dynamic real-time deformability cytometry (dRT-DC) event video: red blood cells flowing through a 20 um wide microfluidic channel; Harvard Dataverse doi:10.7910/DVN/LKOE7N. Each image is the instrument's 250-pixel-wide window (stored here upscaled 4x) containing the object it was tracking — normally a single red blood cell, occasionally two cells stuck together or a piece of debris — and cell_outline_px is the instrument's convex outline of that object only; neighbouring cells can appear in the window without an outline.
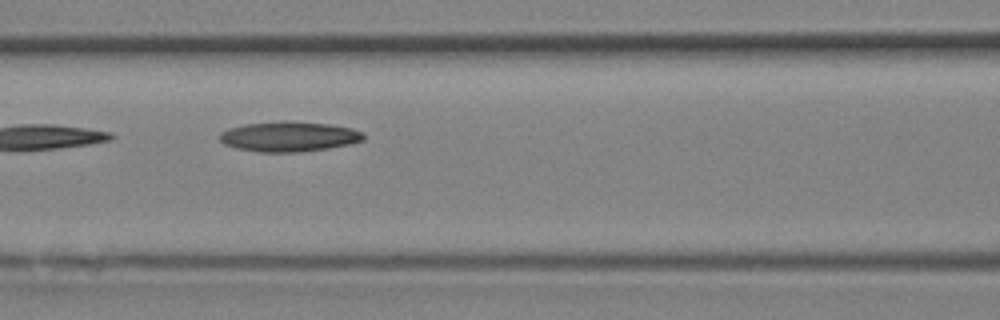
{"species": "Egyptian fruit bat (a non-hibernating species)", "species_latin": "Rousettus aegyptiacus", "temperature_condition": "room temperature", "stored_images_in_passage": 24, "camera_frame_rate_fps": 3000, "um_per_image_px": 0.085, "animal": {"sex": "female"}, "frame": {"image": 1, "passage_image": 8, "time_ms": 2.333, "image_size_px": [1000, 320], "cell_outline_px": [[364, 140], [348, 144], [328, 148], [296, 152], [260, 152], [236, 148], [224, 144], [220, 140], [220, 132], [228, 128], [244, 124], [332, 124], [352, 128], [364, 132]], "centroid_in_image_um": [24.57, 11.65], "position_along_channel_um": 142.0, "area_um2": 24.1}}
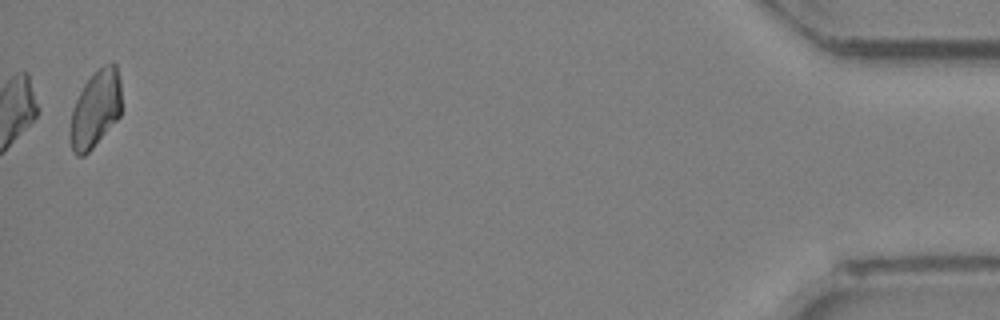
{"frame": {"image": 2, "passage_image": 24, "time_ms": 7.667, "image_size_px": [1000, 320], "cell_outline_px": [[120, 116], [92, 148], [84, 156], [76, 156], [72, 152], [68, 136], [68, 132], [72, 108], [84, 84], [104, 64], [116, 64], [120, 80]], "centroid_in_image_um": [8.07, 9.32], "position_along_channel_um": 427.1, "area_um2": 23.0}}